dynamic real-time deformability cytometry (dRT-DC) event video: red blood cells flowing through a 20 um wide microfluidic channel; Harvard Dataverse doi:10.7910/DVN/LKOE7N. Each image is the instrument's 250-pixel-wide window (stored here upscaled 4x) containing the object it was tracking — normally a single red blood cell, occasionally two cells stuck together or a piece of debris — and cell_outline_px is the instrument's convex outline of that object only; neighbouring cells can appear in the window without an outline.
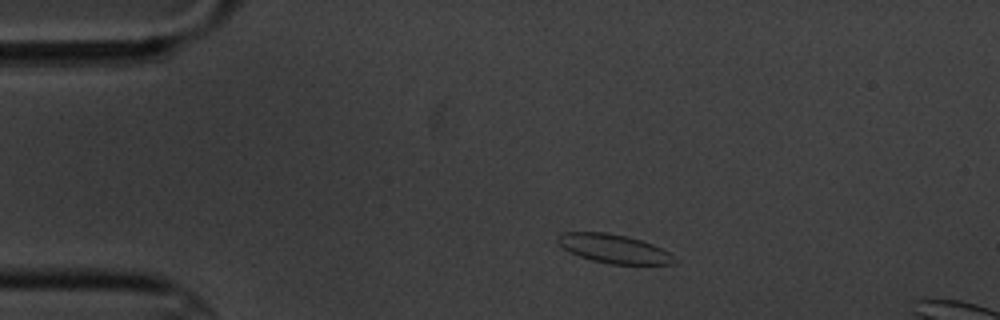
{"species": "common noctule bat (a hibernating species)", "species_latin": "Nyctalus noctula", "temperature_condition": "cold", "stored_images_in_passage": 3, "camera_frame_rate_fps": 3000, "um_per_image_px": 0.085, "animal": {"sex": "male", "body_mass_g": 20.1, "forearm_length_mm": 53.5}, "frame": {"image": 1, "passage_image": 1, "time_ms": 0.0, "image_size_px": [1000, 320], "cell_outline_px": [[676, 260], [672, 264], [612, 264], [592, 260], [580, 256], [564, 248], [556, 240], [556, 236], [564, 232], [608, 232], [640, 240], [652, 244], [668, 252]], "centroid_in_image_um": [52.15, 21.13], "position_along_channel_um": 32.9, "area_um2": 19.19}}